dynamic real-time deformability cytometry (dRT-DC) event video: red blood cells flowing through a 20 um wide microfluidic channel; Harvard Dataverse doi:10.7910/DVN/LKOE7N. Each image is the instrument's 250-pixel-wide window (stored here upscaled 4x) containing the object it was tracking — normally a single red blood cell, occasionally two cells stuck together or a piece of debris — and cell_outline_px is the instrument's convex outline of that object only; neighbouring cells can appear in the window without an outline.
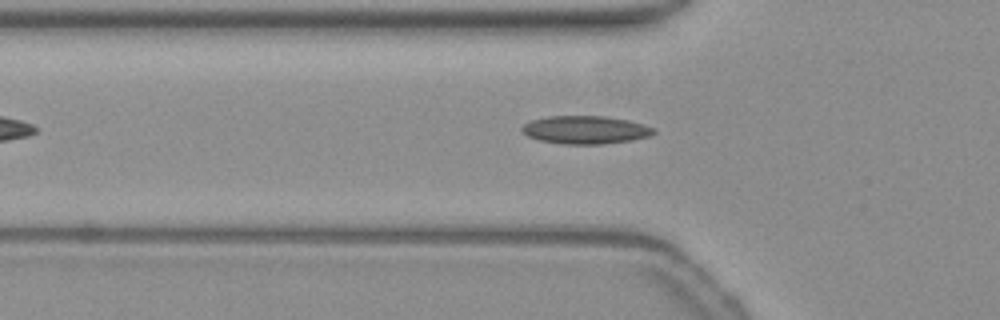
{"species": "common noctule bat (a hibernating species)", "species_latin": "Nyctalus noctula", "temperature_condition": "warm", "stored_images_in_passage": 43, "camera_frame_rate_fps": 3000, "um_per_image_px": 0.085, "animal": {"sex": "female", "body_mass_g": 19.3, "forearm_length_mm": 54.1}, "frame": {"image": 1, "passage_image": 11, "time_ms": 3.333, "image_size_px": [1000, 320], "cell_outline_px": [[656, 132], [648, 136], [632, 140], [600, 144], [560, 144], [540, 140], [528, 136], [520, 128], [524, 124], [532, 120], [548, 116], [604, 116], [628, 120], [656, 128]], "centroid_in_image_um": [49.76, 11.03], "position_along_channel_um": 76.0, "area_um2": 21.44}}
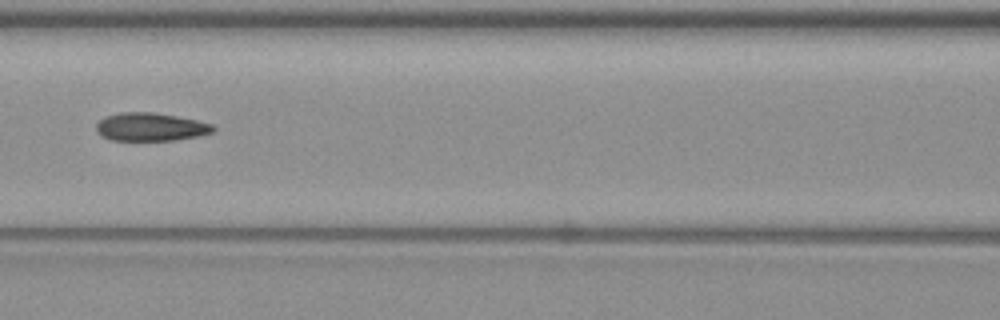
{"frame": {"image": 2, "passage_image": 17, "time_ms": 5.333, "image_size_px": [1000, 320], "cell_outline_px": [[216, 128], [212, 132], [196, 136], [172, 140], [112, 140], [104, 136], [96, 128], [96, 124], [100, 120], [108, 116], [120, 112], [152, 112], [176, 116], [196, 120], [212, 124]], "centroid_in_image_um": [12.82, 10.78], "position_along_channel_um": 153.8, "area_um2": 18.79}}
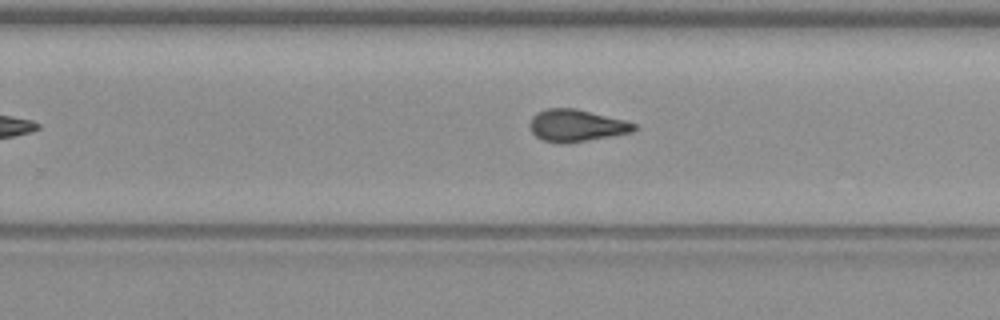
{"frame": {"image": 3, "passage_image": 27, "time_ms": 8.667, "image_size_px": [1000, 320], "cell_outline_px": [[636, 128], [632, 132], [612, 136], [568, 144], [564, 144], [544, 140], [536, 136], [532, 132], [528, 124], [532, 116], [536, 112], [548, 108], [576, 108], [624, 120], [636, 124]], "centroid_in_image_um": [48.96, 10.67], "position_along_channel_um": 280.8, "area_um2": 19.59}}